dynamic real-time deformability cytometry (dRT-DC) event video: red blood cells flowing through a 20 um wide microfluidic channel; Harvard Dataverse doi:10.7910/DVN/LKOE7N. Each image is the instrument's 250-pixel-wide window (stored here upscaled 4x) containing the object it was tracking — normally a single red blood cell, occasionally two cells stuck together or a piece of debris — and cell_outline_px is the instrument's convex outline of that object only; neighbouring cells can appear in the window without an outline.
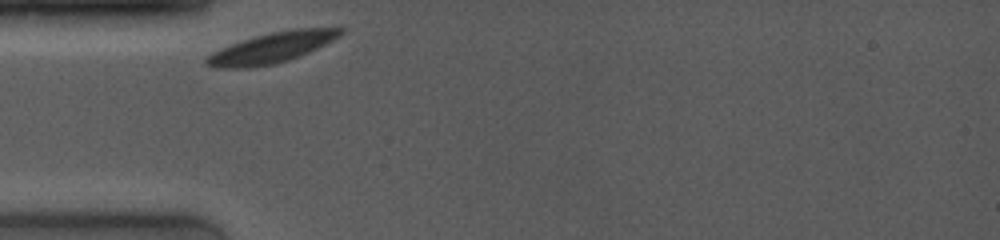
{"species": "common noctule bat (a hibernating species)", "species_latin": "Nyctalus noctula", "temperature_condition": "room temperature", "stored_images_in_passage": 11, "camera_frame_rate_fps": 4000, "um_per_image_px": 0.085, "animal": {"sex": "female", "body_mass_g": 19.0, "forearm_length_mm": 53.3}, "frame": {"image": 1, "passage_image": 1, "time_ms": 0.0, "image_size_px": [1000, 240], "cell_outline_px": [[344, 32], [340, 36], [308, 52], [288, 60], [276, 64], [248, 68], [216, 68], [204, 64], [204, 56], [220, 48], [256, 36], [272, 32], [296, 28], [344, 28]], "centroid_in_image_um": [23.04, 4.07], "position_along_channel_um": 62.0, "area_um2": 23.64}}
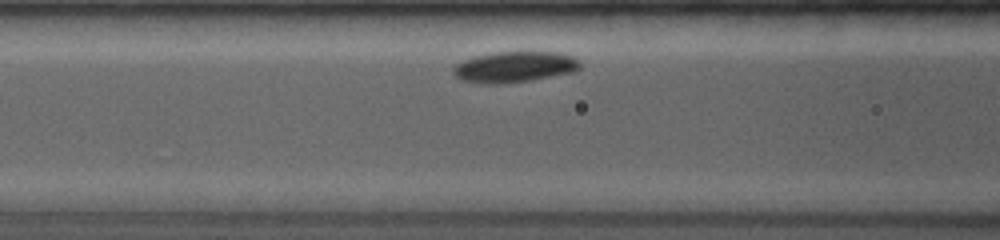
{"frame": {"image": 2, "passage_image": 5, "time_ms": 1.75, "image_size_px": [1000, 240], "cell_outline_px": [[580, 68], [576, 72], [532, 80], [500, 84], [480, 84], [460, 80], [452, 72], [452, 68], [456, 64], [464, 60], [476, 56], [492, 52], [556, 52], [572, 56], [580, 64]], "centroid_in_image_um": [43.71, 5.7], "position_along_channel_um": 122.9, "area_um2": 23.0}}
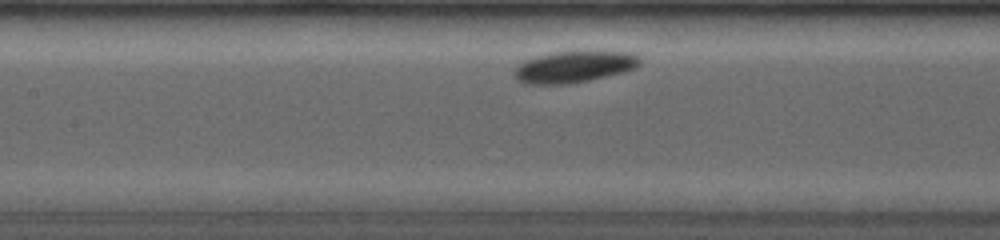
{"frame": {"image": 3, "passage_image": 8, "time_ms": 2.75, "image_size_px": [1000, 240], "cell_outline_px": [[640, 64], [636, 68], [588, 80], [568, 84], [524, 84], [516, 80], [512, 72], [524, 60], [536, 56], [556, 52], [584, 48], [592, 48], [632, 52], [640, 56]], "centroid_in_image_um": [48.83, 5.62], "position_along_channel_um": 158.6, "area_um2": 24.04}}